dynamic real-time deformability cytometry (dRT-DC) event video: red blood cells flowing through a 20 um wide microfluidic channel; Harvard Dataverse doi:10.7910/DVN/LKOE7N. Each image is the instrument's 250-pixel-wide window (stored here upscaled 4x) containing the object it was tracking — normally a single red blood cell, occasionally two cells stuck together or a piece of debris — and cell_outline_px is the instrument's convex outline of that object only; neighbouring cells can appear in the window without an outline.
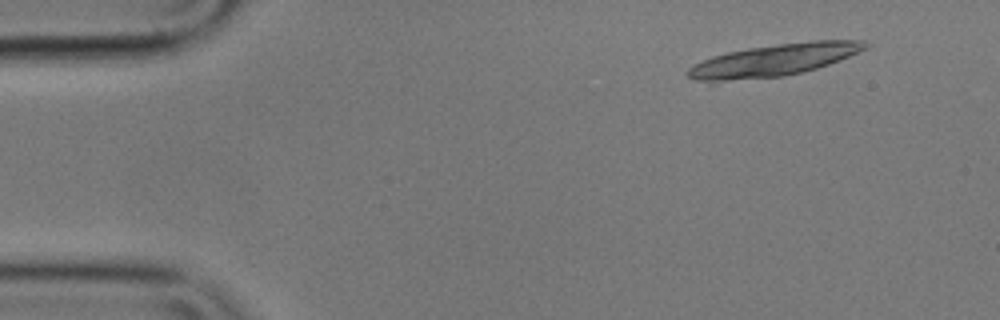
{"species": "common noctule bat (a hibernating species)", "species_latin": "Nyctalus noctula", "temperature_condition": "cold", "stored_images_in_passage": 15, "camera_frame_rate_fps": 3000, "um_per_image_px": 0.085, "animal": {"sex": "male", "body_mass_g": 17.9}, "frame": {"image": 1, "passage_image": 5, "time_ms": 1.333, "image_size_px": [1000, 320], "cell_outline_px": [[872, 44], [868, 48], [828, 64], [816, 68], [784, 76], [728, 80], [696, 80], [688, 76], [684, 72], [688, 68], [712, 56], [728, 52], [748, 48], [812, 40], [864, 40]], "centroid_in_image_um": [65.83, 5.08], "position_along_channel_um": 19.2, "area_um2": 32.54}}